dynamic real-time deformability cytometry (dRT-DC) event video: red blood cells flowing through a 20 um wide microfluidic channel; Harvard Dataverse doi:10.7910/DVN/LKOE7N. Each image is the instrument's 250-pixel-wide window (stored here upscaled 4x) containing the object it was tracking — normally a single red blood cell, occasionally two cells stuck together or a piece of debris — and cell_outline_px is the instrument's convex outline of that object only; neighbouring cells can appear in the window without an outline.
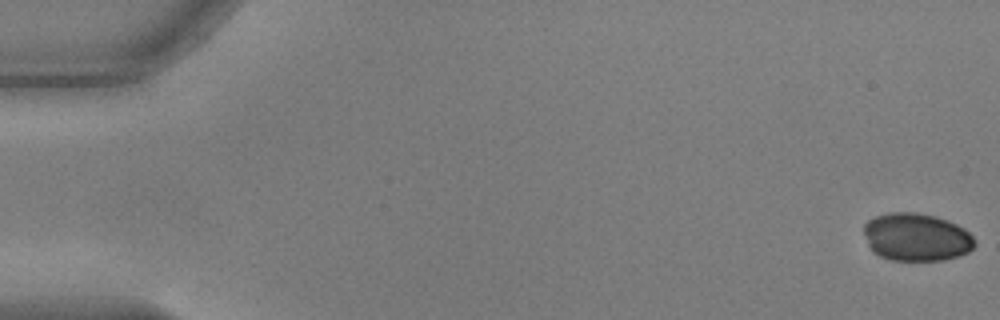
{"species": "common noctule bat (a hibernating species)", "species_latin": "Nyctalus noctula", "temperature_condition": "warm", "stored_images_in_passage": 53, "camera_frame_rate_fps": 3000, "um_per_image_px": 0.085, "animal": {"sex": "male", "body_mass_g": 17.9, "forearm_length_mm": 54.2}, "frame": {"image": 1, "passage_image": 1, "time_ms": 0.0, "image_size_px": [1000, 320], "cell_outline_px": [[976, 244], [968, 252], [960, 256], [944, 260], [892, 260], [880, 256], [872, 252], [868, 244], [864, 232], [864, 224], [868, 220], [876, 216], [892, 212], [916, 212], [936, 216], [948, 220], [964, 228], [976, 240]], "centroid_in_image_um": [77.91, 20.15], "position_along_channel_um": 7.1, "area_um2": 31.1}}
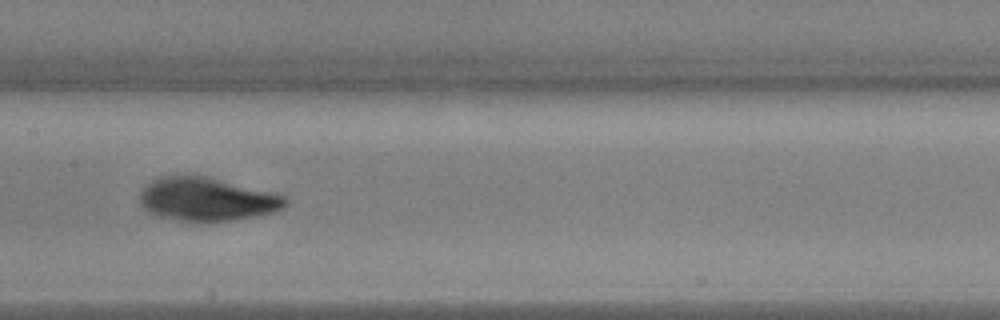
{"frame": {"image": 2, "passage_image": 28, "time_ms": 9.0, "image_size_px": [1000, 320], "cell_outline_px": [[288, 204], [284, 208], [276, 212], [264, 216], [236, 220], [180, 220], [156, 216], [148, 212], [140, 204], [140, 196], [144, 188], [152, 180], [160, 176], [204, 176], [276, 192], [284, 196], [288, 200]], "centroid_in_image_um": [17.67, 16.94], "position_along_channel_um": 189.7, "area_um2": 36.88}}
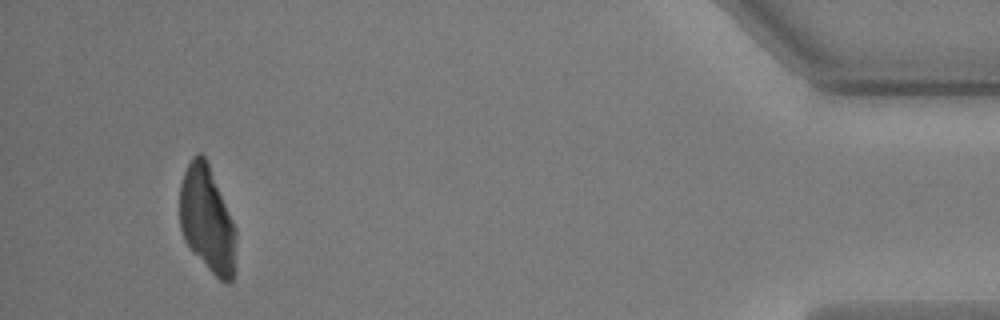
{"frame": {"image": 3, "passage_image": 52, "time_ms": 17.0, "image_size_px": [1000, 320], "cell_outline_px": [[236, 272], [232, 280], [220, 280], [192, 252], [184, 240], [180, 228], [180, 184], [184, 172], [192, 156], [196, 152], [200, 152], [204, 156], [208, 164], [236, 228]], "centroid_in_image_um": [17.61, 18.68], "position_along_channel_um": 417.6, "area_um2": 34.85}}